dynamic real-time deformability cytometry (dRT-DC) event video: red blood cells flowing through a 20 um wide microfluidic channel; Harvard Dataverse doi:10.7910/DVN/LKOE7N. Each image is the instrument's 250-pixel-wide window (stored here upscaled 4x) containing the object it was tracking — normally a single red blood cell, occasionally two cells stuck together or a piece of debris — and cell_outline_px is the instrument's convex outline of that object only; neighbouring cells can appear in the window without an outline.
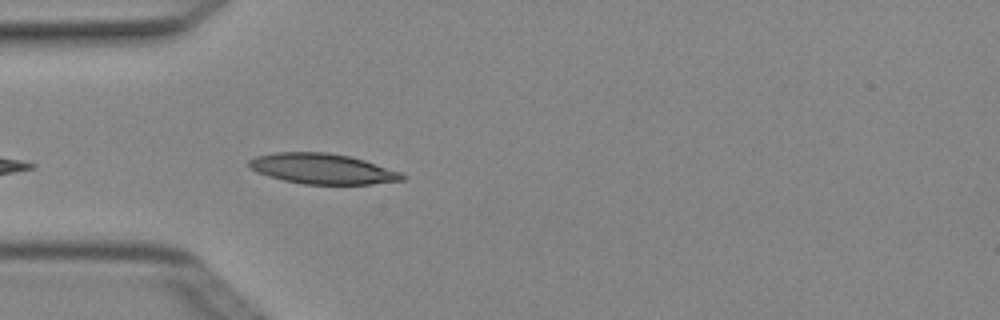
{"species": "Egyptian fruit bat (a non-hibernating species)", "species_latin": "Rousettus aegyptiacus", "temperature_condition": "cold", "stored_images_in_passage": 6, "camera_frame_rate_fps": 3000, "um_per_image_px": 0.085, "animal": {"sex": "female"}, "frame": {"image": 1, "passage_image": 6, "time_ms": 1.667, "image_size_px": [1000, 320], "cell_outline_px": [[408, 176], [404, 180], [372, 184], [304, 184], [284, 180], [268, 176], [256, 172], [248, 168], [248, 160], [256, 156], [276, 152], [324, 152], [348, 156], [364, 160], [400, 172]], "centroid_in_image_um": [27.38, 14.35], "position_along_channel_um": 57.6, "area_um2": 27.11}}